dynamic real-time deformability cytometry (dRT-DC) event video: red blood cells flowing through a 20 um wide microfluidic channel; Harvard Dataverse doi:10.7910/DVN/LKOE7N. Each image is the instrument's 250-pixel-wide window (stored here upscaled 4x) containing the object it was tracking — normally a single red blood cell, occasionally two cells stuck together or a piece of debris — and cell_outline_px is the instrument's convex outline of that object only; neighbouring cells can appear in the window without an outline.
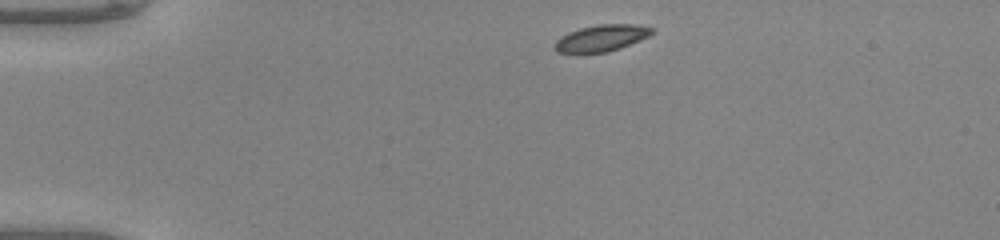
{"species": "common noctule bat (a hibernating species)", "species_latin": "Nyctalus noctula", "temperature_condition": "warm", "stored_images_in_passage": 40, "camera_frame_rate_fps": 3000, "um_per_image_px": 0.085, "animal": {"sex": "male", "body_mass_g": 20.0, "forearm_length_mm": 53.3}, "frame": {"image": 1, "passage_image": 1, "time_ms": 0.0, "image_size_px": [1000, 240], "cell_outline_px": [[656, 32], [640, 40], [620, 48], [608, 52], [556, 52], [556, 40], [560, 36], [568, 32], [580, 28], [600, 24], [632, 24], [656, 28]], "centroid_in_image_um": [51.18, 3.22], "position_along_channel_um": 33.8, "area_um2": 14.91}}
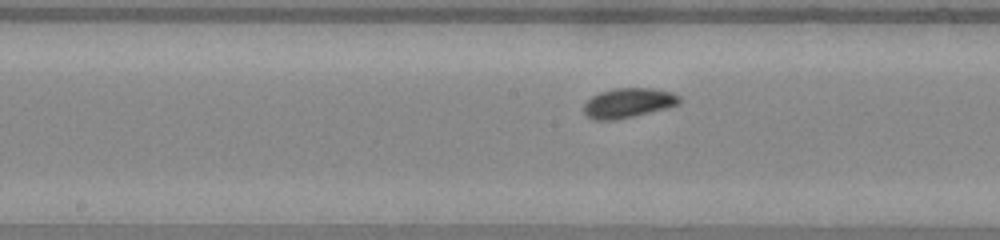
{"frame": {"image": 2, "passage_image": 17, "time_ms": 5.333, "image_size_px": [1000, 240], "cell_outline_px": [[680, 104], [616, 120], [592, 120], [584, 112], [584, 104], [592, 96], [600, 92], [612, 88], [652, 88], [672, 92], [680, 96]], "centroid_in_image_um": [53.38, 8.74], "position_along_channel_um": 194.8, "area_um2": 16.42}}
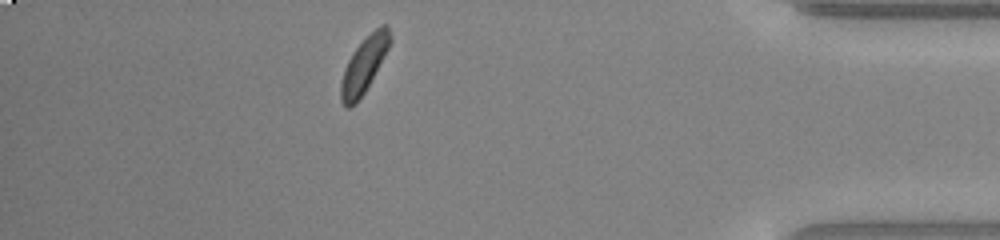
{"frame": {"image": 3, "passage_image": 35, "time_ms": 11.333, "image_size_px": [1000, 240], "cell_outline_px": [[392, 40], [388, 48], [364, 92], [356, 104], [348, 108], [344, 108], [340, 100], [340, 84], [344, 68], [352, 52], [380, 24], [388, 24], [392, 36]], "centroid_in_image_um": [30.92, 5.53], "position_along_channel_um": 404.3, "area_um2": 15.72}, "authors_computed_cell_mechanics": {"area_um2": 15.7216, "velocity_mm_per_s": 4.1321, "shape_relaxation_time_tau1_ms": 1.5336, "shape_relaxation_time_tau2_ms": 6.3225, "deformation_change_tau1": 0.0592, "deformation_change_tau2": 0.1064}}